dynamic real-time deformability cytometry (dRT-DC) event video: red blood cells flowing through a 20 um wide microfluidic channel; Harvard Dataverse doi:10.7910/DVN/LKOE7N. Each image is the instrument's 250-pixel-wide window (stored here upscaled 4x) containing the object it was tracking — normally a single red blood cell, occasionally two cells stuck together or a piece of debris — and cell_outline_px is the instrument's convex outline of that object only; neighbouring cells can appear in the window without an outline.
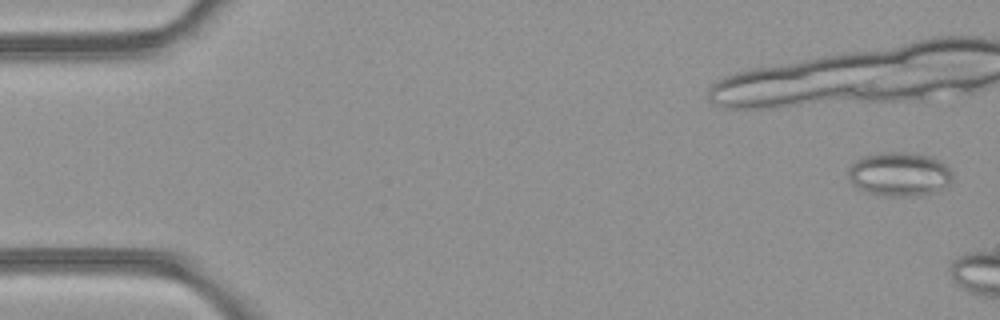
{"species": "common noctule bat (a hibernating species)", "species_latin": "Nyctalus noctula", "temperature_condition": "room temperature", "stored_images_in_passage": 5, "camera_frame_rate_fps": 3000, "um_per_image_px": 0.085, "animal": {"sex": "female", "body_mass_g": 21.9}, "frame": {"image": 1, "passage_image": 1, "time_ms": 0.0, "image_size_px": [1000, 320], "cell_outline_px": [[952, 180], [944, 188], [936, 192], [920, 196], [892, 196], [868, 192], [856, 188], [852, 184], [848, 176], [848, 168], [860, 156], [880, 152], [900, 152], [932, 156], [940, 160], [952, 172]], "centroid_in_image_um": [76.44, 14.8], "position_along_channel_um": 8.6, "area_um2": 26.99}}